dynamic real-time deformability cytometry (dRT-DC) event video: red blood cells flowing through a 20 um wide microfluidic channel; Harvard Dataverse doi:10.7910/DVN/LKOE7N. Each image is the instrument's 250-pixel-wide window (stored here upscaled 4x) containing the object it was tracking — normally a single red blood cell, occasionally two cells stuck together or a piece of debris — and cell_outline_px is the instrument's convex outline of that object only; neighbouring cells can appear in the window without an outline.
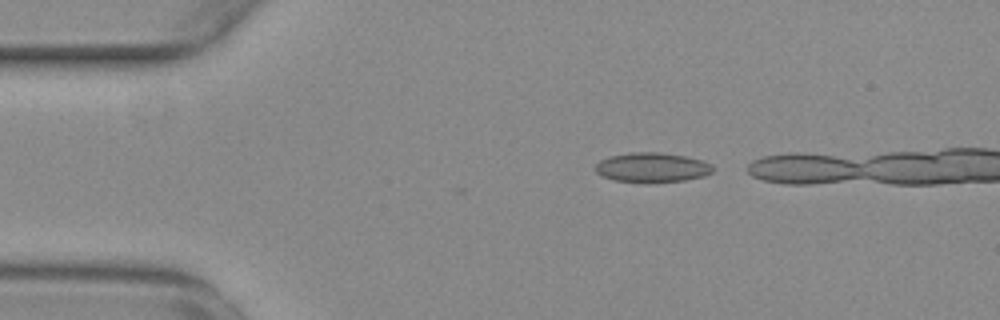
{"species": "common noctule bat (a hibernating species)", "species_latin": "Nyctalus noctula", "temperature_condition": "warm", "stored_images_in_passage": 7, "camera_frame_rate_fps": 3000, "um_per_image_px": 0.085, "animal": {"sex": "female", "body_mass_g": 29.2, "forearm_length_mm": 56.3}, "frame": {"image": 1, "passage_image": 2, "time_ms": 0.333, "image_size_px": [1000, 320], "cell_outline_px": [[716, 168], [712, 172], [704, 176], [684, 180], [644, 184], [616, 180], [600, 176], [596, 172], [596, 164], [600, 160], [612, 156], [632, 152], [660, 152], [684, 156], [704, 160], [712, 164]], "centroid_in_image_um": [55.46, 14.25], "position_along_channel_um": 29.5, "area_um2": 20.63}}